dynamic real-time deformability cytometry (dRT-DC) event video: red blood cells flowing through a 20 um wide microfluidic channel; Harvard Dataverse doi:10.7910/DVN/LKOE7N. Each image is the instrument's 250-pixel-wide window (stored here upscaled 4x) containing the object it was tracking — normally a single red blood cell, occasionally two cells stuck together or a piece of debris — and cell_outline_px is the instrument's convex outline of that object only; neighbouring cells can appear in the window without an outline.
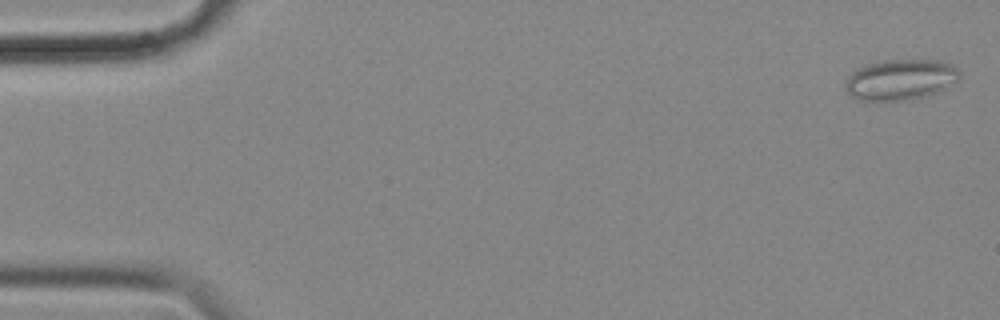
{"species": "common noctule bat (a hibernating species)", "species_latin": "Nyctalus noctula", "temperature_condition": "cold", "stored_images_in_passage": 56, "camera_frame_rate_fps": 3000, "um_per_image_px": 0.085, "animal": {"sex": "female", "body_mass_g": 18.4}, "frame": {"image": 1, "passage_image": 2, "time_ms": 0.333, "image_size_px": [1000, 320], "cell_outline_px": [[960, 76], [956, 80], [944, 88], [936, 92], [924, 96], [904, 100], [856, 100], [844, 88], [844, 84], [848, 76], [856, 68], [880, 60], [940, 60], [952, 64], [960, 72]], "centroid_in_image_um": [76.49, 6.75], "position_along_channel_um": 8.5, "area_um2": 26.99}}
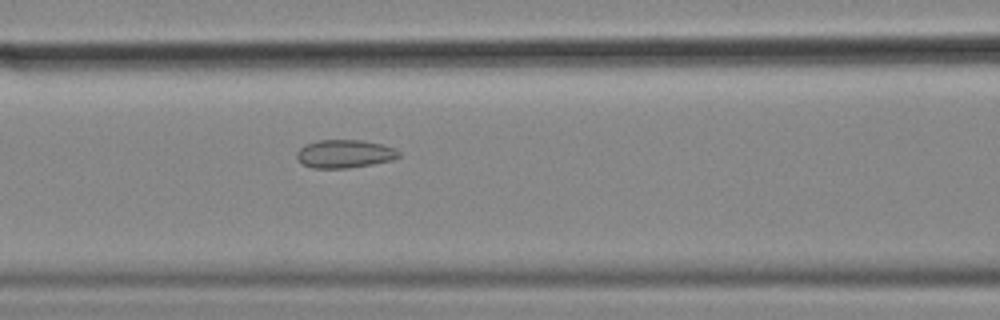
{"frame": {"image": 2, "passage_image": 24, "time_ms": 7.667, "image_size_px": [1000, 320], "cell_outline_px": [[400, 156], [392, 160], [372, 164], [348, 168], [312, 168], [300, 164], [296, 156], [296, 152], [304, 144], [316, 140], [360, 140], [380, 144], [396, 148], [400, 152]], "centroid_in_image_um": [29.25, 13.08], "position_along_channel_um": 137.3, "area_um2": 16.94}}
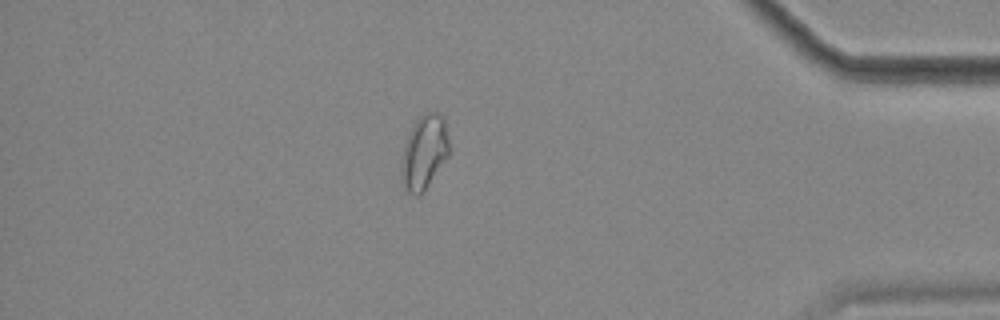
{"frame": {"image": 3, "passage_image": 49, "time_ms": 16.0, "image_size_px": [1000, 320], "cell_outline_px": [[448, 156], [424, 192], [416, 196], [408, 192], [400, 184], [400, 160], [404, 144], [408, 132], [416, 120], [420, 116], [428, 112], [436, 112], [444, 116], [448, 140]], "centroid_in_image_um": [36.01, 12.97], "position_along_channel_um": 399.2, "area_um2": 21.04}, "authors_computed_cell_mechanics": {"area_um2": 19.0451, "velocity_mm_per_s": 3.5779, "shape_relaxation_time_tau1_ms": null, "shape_relaxation_time_tau2_ms": 2.2865, "deformation_change_tau1": null, "deformation_change_tau2": 0.0735}}